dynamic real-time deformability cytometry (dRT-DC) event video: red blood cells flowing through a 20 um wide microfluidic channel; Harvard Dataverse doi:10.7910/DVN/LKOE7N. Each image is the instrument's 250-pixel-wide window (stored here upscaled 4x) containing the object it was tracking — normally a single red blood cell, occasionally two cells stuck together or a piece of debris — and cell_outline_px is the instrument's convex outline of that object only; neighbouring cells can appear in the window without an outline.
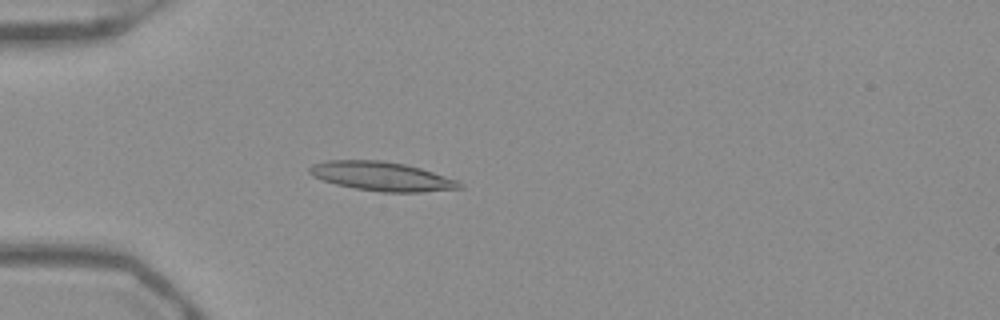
{"species": "Egyptian fruit bat (a non-hibernating species)", "species_latin": "Rousettus aegyptiacus", "temperature_condition": "warm", "stored_images_in_passage": 53, "camera_frame_rate_fps": 3000, "um_per_image_px": 0.085, "frame": {"image": 1, "passage_image": 16, "time_ms": 5.0, "image_size_px": [1000, 320], "cell_outline_px": [[464, 188], [420, 192], [380, 192], [356, 188], [336, 184], [312, 176], [308, 172], [308, 168], [312, 164], [328, 160], [380, 160], [404, 164], [420, 168], [460, 180], [464, 184]], "centroid_in_image_um": [32.49, 14.99], "position_along_channel_um": 52.5, "area_um2": 25.49}}
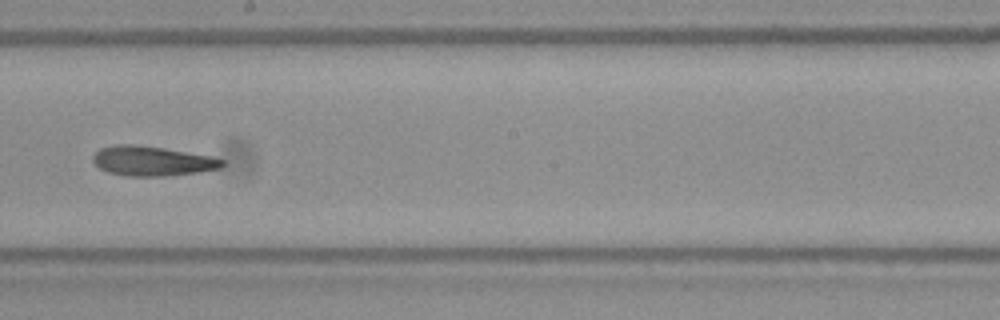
{"frame": {"image": 2, "passage_image": 31, "time_ms": 10.0, "image_size_px": [1000, 320], "cell_outline_px": [[228, 164], [220, 168], [200, 172], [160, 176], [128, 176], [108, 172], [100, 168], [92, 160], [92, 156], [100, 148], [116, 144], [136, 144], [164, 148], [212, 156], [228, 160]], "centroid_in_image_um": [12.99, 13.68], "position_along_channel_um": 235.2, "area_um2": 22.6}}
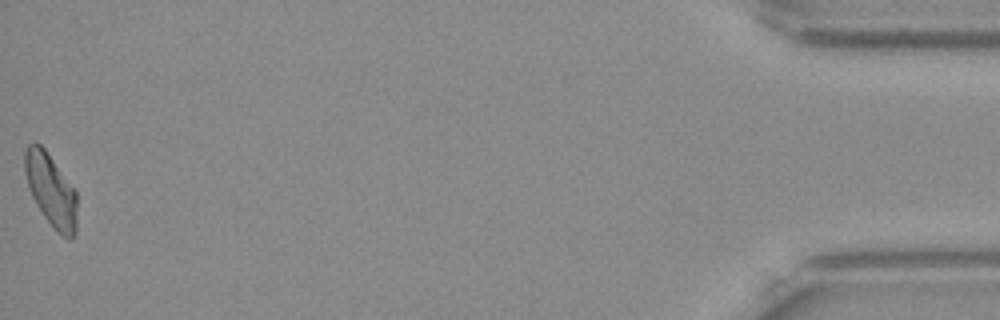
{"frame": {"image": 3, "passage_image": 53, "time_ms": 17.333, "image_size_px": [1000, 320], "cell_outline_px": [[76, 232], [72, 240], [68, 240], [44, 216], [36, 204], [28, 188], [24, 172], [24, 148], [28, 144], [40, 144], [44, 148], [76, 192]], "centroid_in_image_um": [4.3, 16.15], "position_along_channel_um": 430.9, "area_um2": 21.73}, "authors_computed_cell_mechanics": {"area_um2": 22.6576, "velocity_mm_per_s": 3.9149, "shape_relaxation_time_tau1_ms": null, "shape_relaxation_time_tau2_ms": 2.187, "deformation_change_tau1": null, "deformation_change_tau2": 0.1137}}